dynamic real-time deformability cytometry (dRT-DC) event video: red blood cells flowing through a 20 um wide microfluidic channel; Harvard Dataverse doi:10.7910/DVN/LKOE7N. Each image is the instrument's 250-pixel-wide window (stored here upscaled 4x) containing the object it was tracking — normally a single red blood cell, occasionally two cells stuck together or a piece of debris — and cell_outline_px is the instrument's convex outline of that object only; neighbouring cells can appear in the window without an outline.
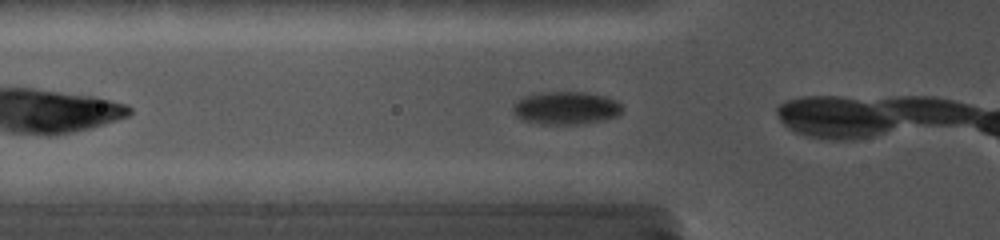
{"species": "common noctule bat (a hibernating species)", "species_latin": "Nyctalus noctula", "temperature_condition": "cold", "stored_images_in_passage": 4, "camera_frame_rate_fps": 5000, "um_per_image_px": 0.085, "animal": {"sex": "female", "body_mass_g": 19.0, "forearm_length_mm": 56.7}, "frame": {"image": 1, "passage_image": 3, "time_ms": 0.8, "image_size_px": [1000, 240], "cell_outline_px": [[624, 112], [616, 116], [604, 120], [576, 124], [540, 124], [524, 120], [516, 116], [512, 108], [512, 104], [516, 100], [524, 96], [540, 92], [584, 92], [604, 96], [616, 100], [624, 108]], "centroid_in_image_um": [48.1, 9.17], "position_along_channel_um": 77.7, "area_um2": 21.1}}